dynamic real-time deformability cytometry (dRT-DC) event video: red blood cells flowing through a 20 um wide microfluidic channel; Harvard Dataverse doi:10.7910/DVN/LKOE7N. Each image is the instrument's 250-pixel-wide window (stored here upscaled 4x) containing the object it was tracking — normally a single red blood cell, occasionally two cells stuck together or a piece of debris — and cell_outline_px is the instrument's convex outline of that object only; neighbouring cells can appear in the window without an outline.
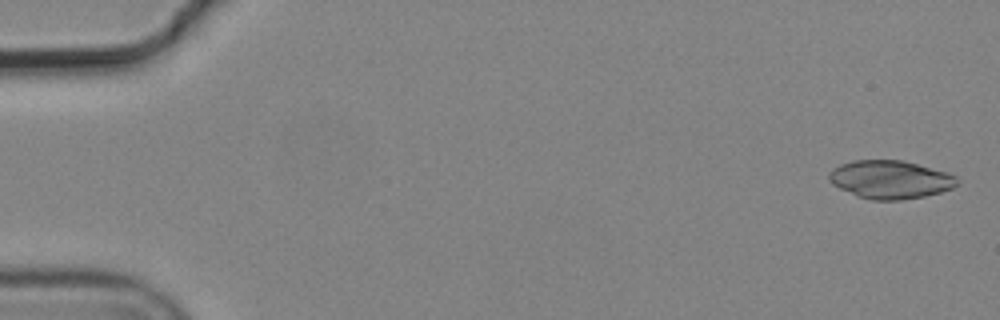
{"species": "common noctule bat (a hibernating species)", "species_latin": "Nyctalus noctula", "temperature_condition": "cold", "stored_images_in_passage": 5, "camera_frame_rate_fps": 3000, "um_per_image_px": 0.085, "animal": {"sex": "male", "body_mass_g": 19.2, "forearm_length_mm": 51.8}, "frame": {"image": 1, "passage_image": 1, "time_ms": 0.0, "image_size_px": [1000, 320], "cell_outline_px": [[960, 184], [952, 188], [940, 192], [924, 196], [900, 200], [872, 200], [860, 196], [840, 188], [832, 184], [828, 180], [828, 172], [832, 168], [840, 164], [852, 160], [904, 160], [948, 172], [956, 176], [960, 180]], "centroid_in_image_um": [75.69, 15.24], "position_along_channel_um": 9.3, "area_um2": 28.73}}